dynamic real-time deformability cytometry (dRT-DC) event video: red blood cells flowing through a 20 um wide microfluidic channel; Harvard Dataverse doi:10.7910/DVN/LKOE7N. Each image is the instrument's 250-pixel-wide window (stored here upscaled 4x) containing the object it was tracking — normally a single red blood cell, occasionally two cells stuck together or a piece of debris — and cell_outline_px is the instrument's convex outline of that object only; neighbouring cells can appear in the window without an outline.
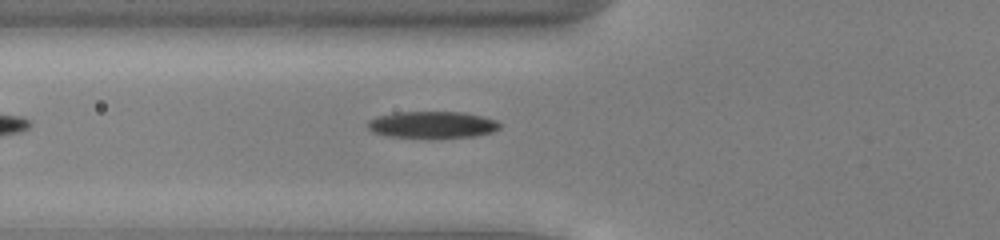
{"species": "common noctule bat (a hibernating species)", "species_latin": "Nyctalus noctula", "temperature_condition": "cold", "stored_images_in_passage": 39, "camera_frame_rate_fps": 3000, "um_per_image_px": 0.085, "animal": {"sex": "male", "body_mass_g": 13.0, "forearm_length_mm": 53.1}, "frame": {"image": 1, "passage_image": 6, "time_ms": 1.667, "image_size_px": [1000, 240], "cell_outline_px": [[500, 128], [492, 132], [476, 136], [392, 136], [372, 132], [368, 128], [368, 120], [376, 116], [396, 112], [464, 112], [484, 116], [496, 120], [500, 124]], "centroid_in_image_um": [36.76, 10.56], "position_along_channel_um": 89.0, "area_um2": 20.11}}
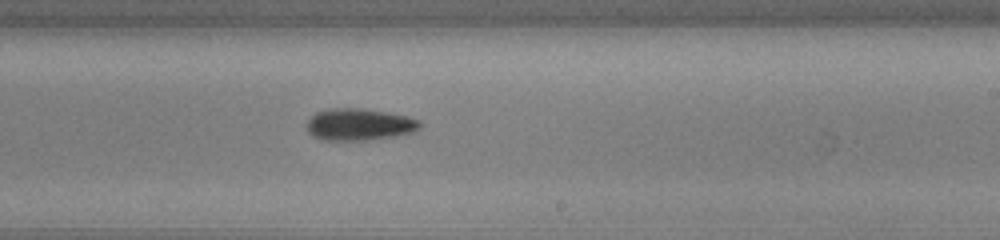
{"frame": {"image": 2, "passage_image": 19, "time_ms": 6.0, "image_size_px": [1000, 240], "cell_outline_px": [[420, 128], [416, 132], [396, 136], [364, 140], [324, 140], [312, 136], [308, 132], [304, 124], [316, 112], [328, 108], [364, 108], [408, 116], [420, 120]], "centroid_in_image_um": [30.53, 10.57], "position_along_channel_um": 258.5, "area_um2": 21.33}}
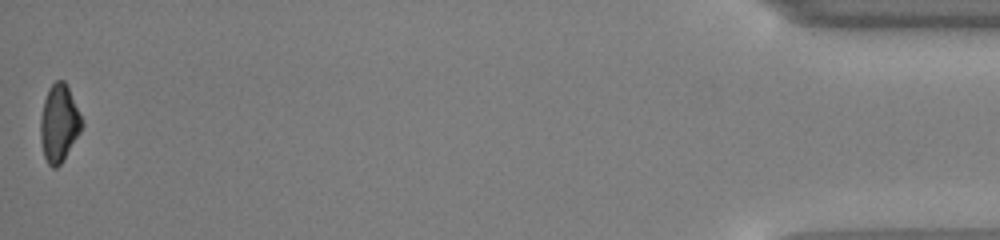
{"frame": {"image": 3, "passage_image": 39, "time_ms": 12.667, "image_size_px": [1000, 240], "cell_outline_px": [[84, 124], [80, 132], [60, 164], [56, 168], [52, 168], [48, 164], [44, 156], [40, 140], [40, 116], [44, 100], [48, 88], [56, 80], [64, 80], [84, 120]], "centroid_in_image_um": [5.01, 10.47], "position_along_channel_um": 430.2, "area_um2": 18.67}, "authors_computed_cell_mechanics": {"area_um2": 20.4612, "velocity_mm_per_s": 3.9088, "shape_relaxation_time_tau1_ms": 2.0154, "shape_relaxation_time_tau2_ms": null, "deformation_change_tau1": 0.1165, "deformation_change_tau2": null}}